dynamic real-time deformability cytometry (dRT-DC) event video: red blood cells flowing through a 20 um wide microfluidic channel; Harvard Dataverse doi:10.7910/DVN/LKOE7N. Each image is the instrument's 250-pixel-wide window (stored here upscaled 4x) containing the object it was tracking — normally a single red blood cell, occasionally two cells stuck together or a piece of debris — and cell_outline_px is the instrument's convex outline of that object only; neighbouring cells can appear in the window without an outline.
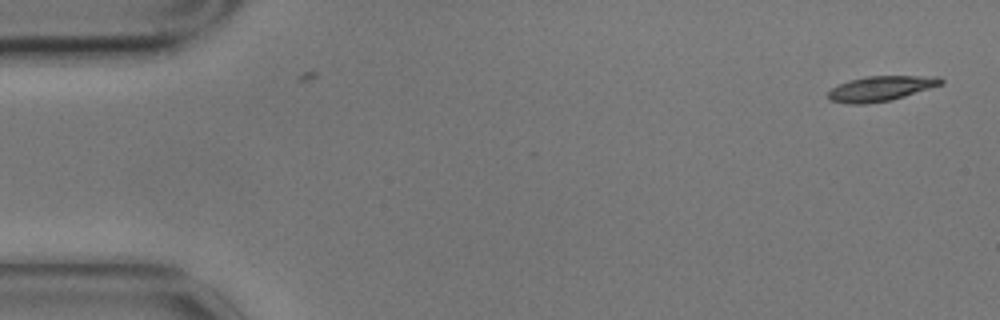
{"species": "common noctule bat (a hibernating species)", "species_latin": "Nyctalus noctula", "temperature_condition": "cold", "stored_images_in_passage": 4, "camera_frame_rate_fps": 3000, "um_per_image_px": 0.085, "animal": {"sex": "male", "body_mass_g": 17.9}, "frame": {"image": 1, "passage_image": 1, "time_ms": 0.0, "image_size_px": [1000, 320], "cell_outline_px": [[944, 84], [892, 100], [864, 104], [848, 104], [832, 100], [828, 96], [828, 92], [832, 88], [848, 80], [868, 76], [940, 76], [944, 80]], "centroid_in_image_um": [74.92, 7.52], "position_along_channel_um": 10.1, "area_um2": 16.47}}